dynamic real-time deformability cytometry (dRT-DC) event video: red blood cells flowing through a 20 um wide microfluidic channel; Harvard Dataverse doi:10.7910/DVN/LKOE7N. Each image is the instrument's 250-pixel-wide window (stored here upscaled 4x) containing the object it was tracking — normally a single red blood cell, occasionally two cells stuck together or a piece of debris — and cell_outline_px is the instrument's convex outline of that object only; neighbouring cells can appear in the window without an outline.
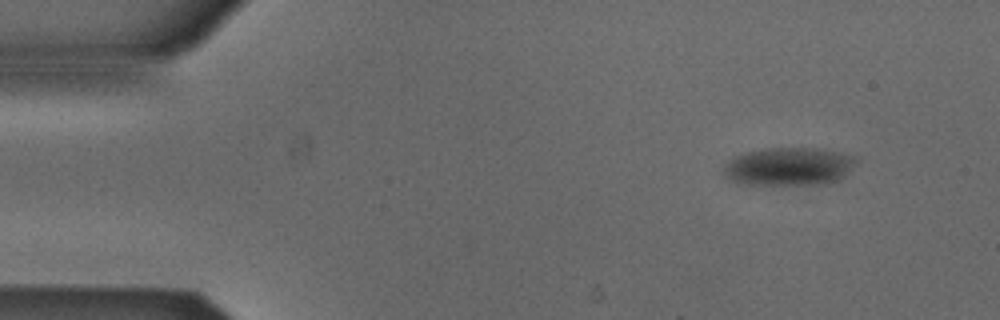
{"species": "Egyptian fruit bat (a non-hibernating species)", "species_latin": "Rousettus aegyptiacus", "temperature_condition": "cold", "stored_images_in_passage": 5, "camera_frame_rate_fps": 3000, "um_per_image_px": 0.085, "animal": {"sex": "male"}, "frame": {"image": 1, "passage_image": 1, "time_ms": 0.0, "image_size_px": [1000, 320], "cell_outline_px": [[856, 160], [848, 172], [840, 180], [828, 184], [736, 184], [724, 172], [724, 168], [728, 160], [736, 156], [748, 152], [768, 148], [804, 148], [832, 152], [852, 156]], "centroid_in_image_um": [67.02, 14.18], "position_along_channel_um": 18.0, "area_um2": 28.73}}
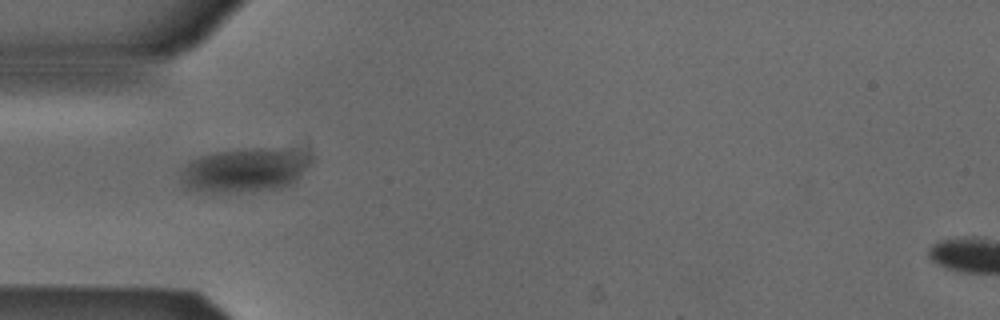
{"frame": {"image": 2, "passage_image": 4, "time_ms": 1.0, "image_size_px": [1000, 320], "cell_outline_px": [[312, 160], [296, 184], [280, 188], [252, 192], [208, 192], [184, 188], [180, 180], [180, 176], [184, 168], [192, 160], [200, 156], [216, 152], [252, 148], [280, 148], [312, 156]], "centroid_in_image_um": [20.83, 14.48], "position_along_channel_um": 64.2, "area_um2": 33.64}}
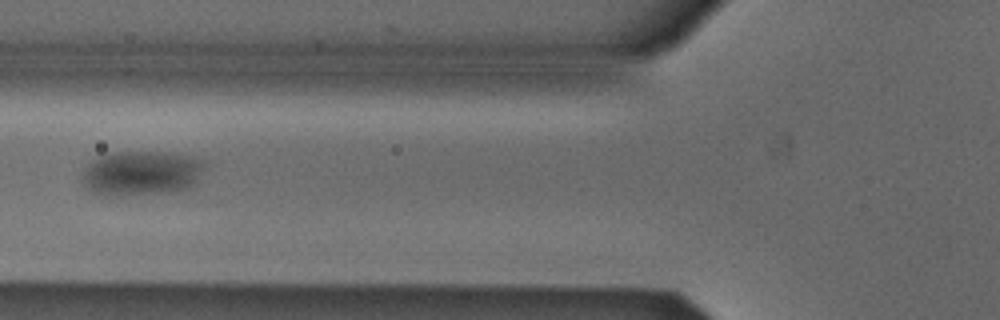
{"frame": {"image": 3, "passage_image": 5, "time_ms": 1.333, "image_size_px": [1000, 320], "cell_outline_px": [[212, 160], [196, 184], [192, 188], [168, 192], [124, 196], [104, 196], [92, 192], [84, 184], [84, 168], [92, 160], [108, 152], [172, 152], [196, 156]], "centroid_in_image_um": [12.17, 14.7], "position_along_channel_um": 113.6, "area_um2": 33.12}}